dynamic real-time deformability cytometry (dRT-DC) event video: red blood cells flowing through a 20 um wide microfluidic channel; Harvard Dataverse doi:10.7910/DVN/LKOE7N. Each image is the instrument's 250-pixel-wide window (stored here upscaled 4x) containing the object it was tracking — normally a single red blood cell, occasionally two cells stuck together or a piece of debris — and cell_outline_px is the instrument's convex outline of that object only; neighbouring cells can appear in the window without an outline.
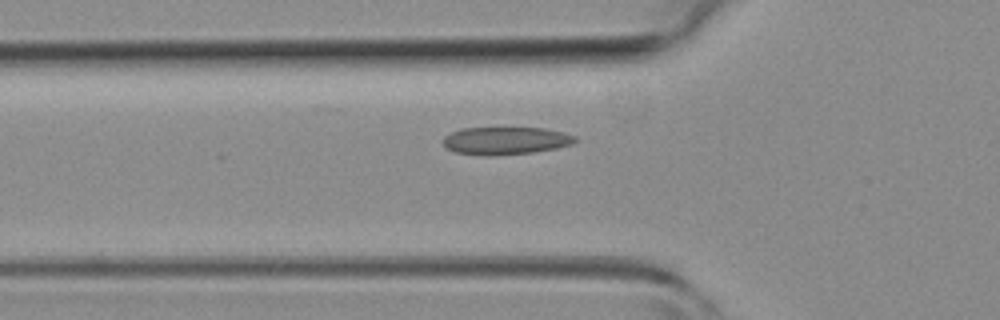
{"species": "common noctule bat (a hibernating species)", "species_latin": "Nyctalus noctula", "temperature_condition": "room temperature", "stored_images_in_passage": 7, "camera_frame_rate_fps": 3000, "um_per_image_px": 0.085, "animal": {"sex": "female", "body_mass_g": 19.3, "forearm_length_mm": 54.1}, "frame": {"image": 1, "passage_image": 7, "time_ms": 7.667, "image_size_px": [1000, 320], "cell_outline_px": [[576, 140], [572, 144], [556, 148], [532, 152], [492, 156], [484, 156], [456, 152], [448, 148], [444, 144], [444, 136], [452, 132], [464, 128], [544, 128], [576, 136]], "centroid_in_image_um": [42.97, 11.96], "position_along_channel_um": 82.8, "area_um2": 21.04}}